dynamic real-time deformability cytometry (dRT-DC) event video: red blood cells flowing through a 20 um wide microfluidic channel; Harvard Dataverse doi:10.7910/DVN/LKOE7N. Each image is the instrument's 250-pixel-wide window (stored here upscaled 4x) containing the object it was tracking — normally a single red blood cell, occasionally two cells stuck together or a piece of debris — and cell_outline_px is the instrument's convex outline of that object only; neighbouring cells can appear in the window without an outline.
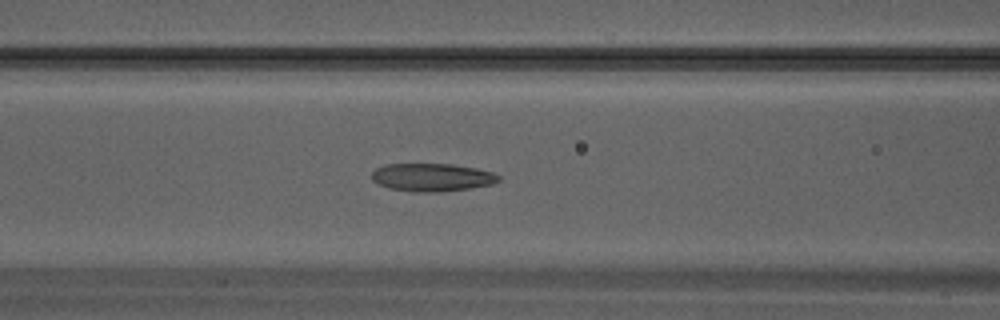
{"species": "Egyptian fruit bat (a non-hibernating species)", "species_latin": "Rousettus aegyptiacus", "temperature_condition": "warm", "stored_images_in_passage": 21, "camera_frame_rate_fps": 3000, "um_per_image_px": 0.085, "animal": {"sex": "male"}, "frame": {"image": 1, "passage_image": 4, "time_ms": 1.0, "image_size_px": [1000, 320], "cell_outline_px": [[500, 180], [492, 184], [468, 188], [440, 192], [416, 192], [388, 188], [372, 180], [372, 172], [376, 168], [384, 164], [452, 164], [476, 168], [492, 172], [500, 176]], "centroid_in_image_um": [36.71, 15.07], "position_along_channel_um": 129.9, "area_um2": 20.63}}
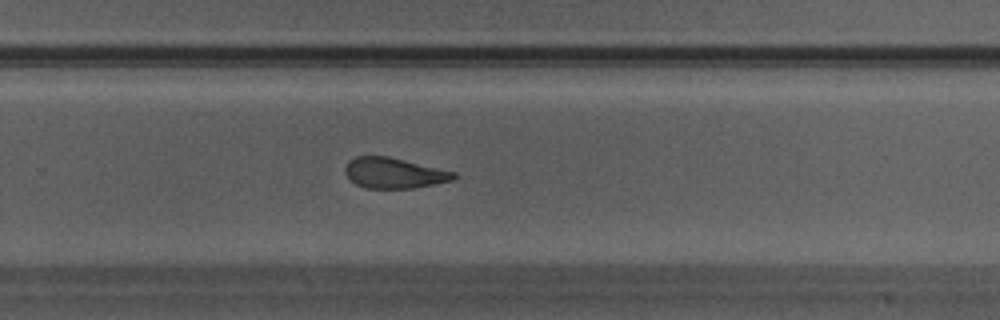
{"frame": {"image": 2, "passage_image": 12, "time_ms": 3.667, "image_size_px": [1000, 320], "cell_outline_px": [[456, 176], [452, 180], [436, 184], [412, 188], [364, 188], [356, 184], [344, 172], [344, 168], [348, 160], [356, 156], [388, 156], [456, 172]], "centroid_in_image_um": [33.47, 14.7], "position_along_channel_um": 296.3, "area_um2": 19.31}}
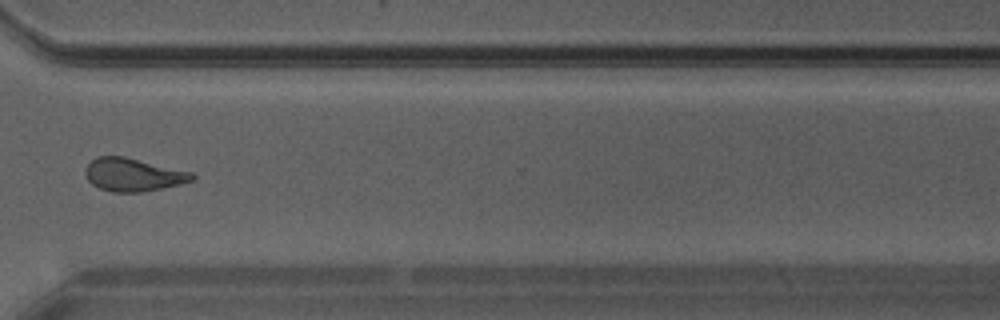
{"frame": {"image": 3, "passage_image": 15, "time_ms": 4.667, "image_size_px": [1000, 320], "cell_outline_px": [[196, 176], [192, 180], [180, 184], [140, 192], [112, 192], [100, 188], [92, 184], [88, 180], [84, 172], [84, 168], [96, 156], [124, 156], [192, 172]], "centroid_in_image_um": [11.28, 14.84], "position_along_channel_um": 359.3, "area_um2": 20.46}}